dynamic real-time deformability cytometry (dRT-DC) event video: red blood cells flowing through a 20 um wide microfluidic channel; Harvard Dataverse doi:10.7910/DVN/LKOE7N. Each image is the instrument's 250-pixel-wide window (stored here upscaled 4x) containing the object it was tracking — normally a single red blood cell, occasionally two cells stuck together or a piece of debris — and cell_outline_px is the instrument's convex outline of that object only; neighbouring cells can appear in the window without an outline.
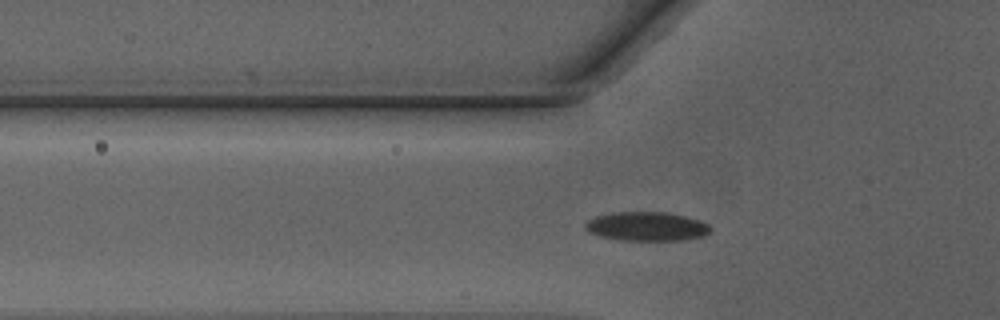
{"species": "Egyptian fruit bat (a non-hibernating species)", "species_latin": "Rousettus aegyptiacus", "temperature_condition": "warm", "stored_images_in_passage": 44, "camera_frame_rate_fps": 3000, "um_per_image_px": 0.085, "animal": {"sex": "male"}, "frame": {"image": 1, "passage_image": 11, "time_ms": 3.333, "image_size_px": [1000, 320], "cell_outline_px": [[712, 228], [704, 236], [684, 240], [620, 240], [600, 236], [584, 228], [584, 224], [588, 220], [596, 216], [612, 212], [668, 212], [700, 220], [708, 224]], "centroid_in_image_um": [54.98, 19.24], "position_along_channel_um": 70.8, "area_um2": 21.15}}
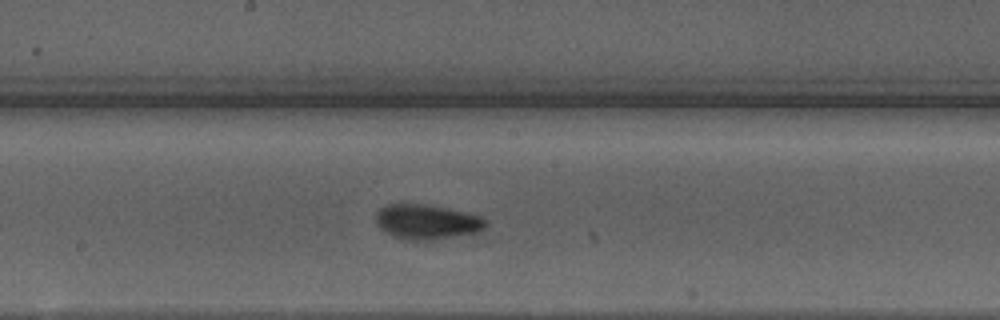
{"frame": {"image": 2, "passage_image": 21, "time_ms": 6.667, "image_size_px": [1000, 320], "cell_outline_px": [[488, 224], [480, 232], [432, 240], [412, 240], [392, 236], [380, 228], [376, 220], [376, 212], [380, 208], [388, 204], [424, 204], [464, 212], [480, 216]], "centroid_in_image_um": [36.28, 18.86], "position_along_channel_um": 211.9, "area_um2": 22.08}}
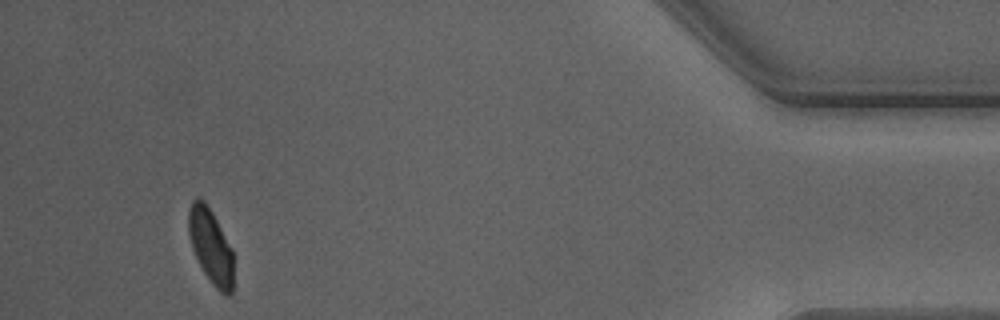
{"frame": {"image": 3, "passage_image": 40, "time_ms": 13.0, "image_size_px": [1000, 320], "cell_outline_px": [[232, 292], [228, 296], [220, 292], [212, 284], [204, 272], [192, 248], [188, 236], [188, 212], [192, 200], [204, 200], [212, 212], [232, 248]], "centroid_in_image_um": [17.9, 20.93], "position_along_channel_um": 417.3, "area_um2": 19.31}, "authors_computed_cell_mechanics": {"area_um2": 20.6924, "velocity_mm_per_s": 4.2476, "shape_relaxation_time_tau1_ms": 2.2546, "shape_relaxation_time_tau2_ms": 1.7706, "deformation_change_tau1": 0.1035, "deformation_change_tau2": 0.058}}